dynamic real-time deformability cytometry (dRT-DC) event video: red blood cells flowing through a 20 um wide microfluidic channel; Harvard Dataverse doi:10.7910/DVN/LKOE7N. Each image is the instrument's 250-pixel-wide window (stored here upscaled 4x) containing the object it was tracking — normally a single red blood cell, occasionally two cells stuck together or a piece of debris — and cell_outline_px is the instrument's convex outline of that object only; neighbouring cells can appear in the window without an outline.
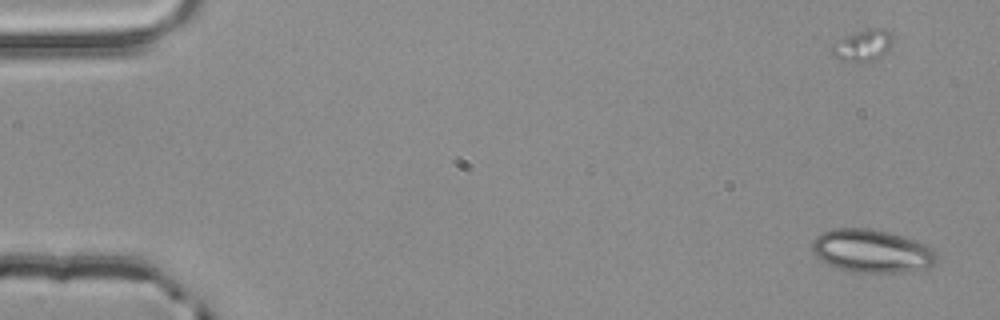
{"species": "common noctule bat (a hibernating species)", "species_latin": "Nyctalus noctula", "temperature_condition": "room temperature", "stored_images_in_passage": 3, "camera_frame_rate_fps": 3000, "um_per_image_px": 0.085, "animal": {"sex": "male", "body_mass_g": 20.4}, "frame": {"image": 1, "passage_image": 1, "time_ms": 0.0, "image_size_px": [1000, 320], "cell_outline_px": [[936, 264], [928, 268], [908, 272], [852, 272], [836, 268], [820, 260], [812, 252], [812, 240], [820, 232], [832, 228], [872, 228], [888, 232], [916, 240], [928, 244], [936, 248]], "centroid_in_image_um": [74.12, 21.33], "position_along_channel_um": 10.9, "area_um2": 31.96}}